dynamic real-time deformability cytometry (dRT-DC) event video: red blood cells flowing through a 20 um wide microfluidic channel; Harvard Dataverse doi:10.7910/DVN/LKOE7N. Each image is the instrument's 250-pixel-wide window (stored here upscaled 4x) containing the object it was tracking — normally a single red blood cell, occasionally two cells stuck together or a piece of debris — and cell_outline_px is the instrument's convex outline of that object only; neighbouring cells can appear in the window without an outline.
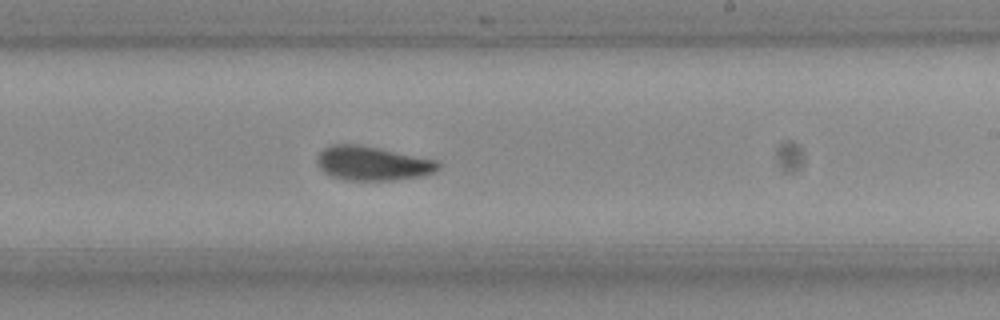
{"species": "Egyptian fruit bat (a non-hibernating species)", "species_latin": "Rousettus aegyptiacus", "temperature_condition": "room temperature", "stored_images_in_passage": 37, "camera_frame_rate_fps": 3000, "um_per_image_px": 0.085, "frame": {"image": 1, "passage_image": 22, "time_ms": 7.0, "image_size_px": [1000, 320], "cell_outline_px": [[440, 168], [436, 172], [420, 176], [392, 180], [344, 180], [332, 176], [324, 172], [320, 168], [316, 160], [320, 152], [324, 148], [332, 144], [356, 144], [380, 148], [436, 160], [440, 164]], "centroid_in_image_um": [31.66, 13.88], "position_along_channel_um": 257.3, "area_um2": 24.04}, "authors_computed_cell_mechanics": {"area_um2": 23.5824, "velocity_mm_per_s": 3.7928, "shape_relaxation_time_tau1_ms": null, "shape_relaxation_time_tau2_ms": 6.4085, "deformation_change_tau1": null, "deformation_change_tau2": 0.1259}}